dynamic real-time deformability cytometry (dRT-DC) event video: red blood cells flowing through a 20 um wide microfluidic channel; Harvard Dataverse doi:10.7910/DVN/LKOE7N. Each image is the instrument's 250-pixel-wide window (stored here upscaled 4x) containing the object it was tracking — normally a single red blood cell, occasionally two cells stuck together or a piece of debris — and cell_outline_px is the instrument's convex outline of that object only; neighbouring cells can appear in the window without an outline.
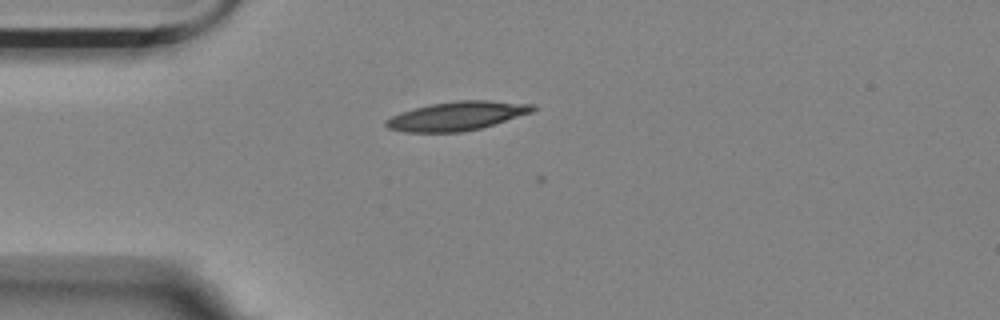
{"species": "Egyptian fruit bat (a non-hibernating species)", "species_latin": "Rousettus aegyptiacus", "temperature_condition": "room temperature", "stored_images_in_passage": 2, "camera_frame_rate_fps": 3000, "um_per_image_px": 0.085, "animal": {"sex": "female"}, "frame": {"image": 1, "passage_image": 1, "time_ms": 0.0, "image_size_px": [1000, 320], "cell_outline_px": [[536, 108], [532, 112], [480, 128], [460, 132], [404, 132], [388, 128], [384, 124], [384, 120], [400, 112], [432, 104], [456, 100], [488, 100], [536, 104]], "centroid_in_image_um": [38.83, 9.85], "position_along_channel_um": 46.2, "area_um2": 24.57}}